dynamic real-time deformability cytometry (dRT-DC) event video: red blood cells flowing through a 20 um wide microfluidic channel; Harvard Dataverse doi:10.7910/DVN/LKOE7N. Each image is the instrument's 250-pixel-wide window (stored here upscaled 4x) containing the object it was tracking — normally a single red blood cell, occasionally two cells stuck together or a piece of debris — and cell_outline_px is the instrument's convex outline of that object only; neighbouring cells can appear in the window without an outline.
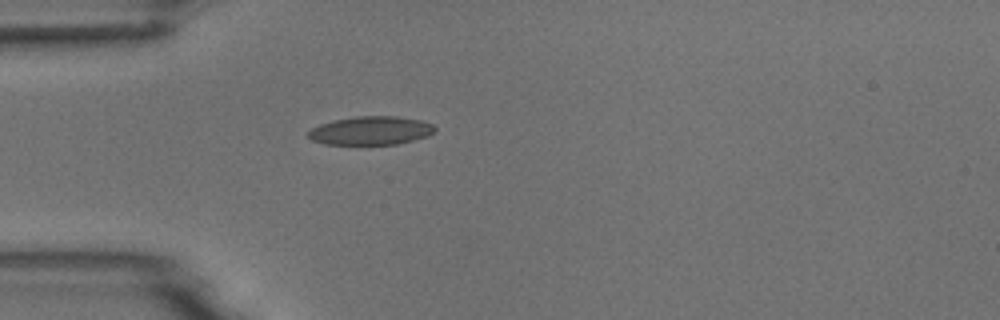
{"species": "common noctule bat (a hibernating species)", "species_latin": "Nyctalus noctula", "temperature_condition": "room temperature", "stored_images_in_passage": 40, "camera_frame_rate_fps": 3000, "um_per_image_px": 0.085, "animal": {"sex": "male", "body_mass_g": 18.8}, "frame": {"image": 1, "passage_image": 1, "time_ms": 0.0, "image_size_px": [1000, 320], "cell_outline_px": [[436, 132], [428, 136], [396, 144], [324, 144], [312, 140], [308, 136], [308, 132], [312, 128], [320, 124], [332, 120], [356, 116], [396, 116], [420, 120], [432, 124], [436, 128]], "centroid_in_image_um": [31.53, 11.09], "position_along_channel_um": 53.5, "area_um2": 21.04}}
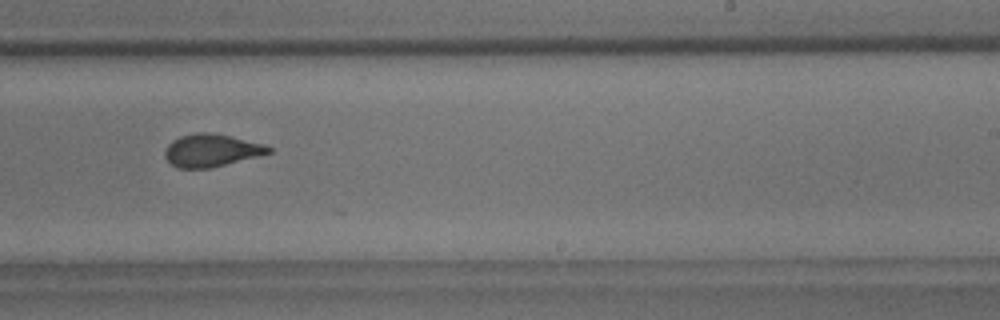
{"frame": {"image": 2, "passage_image": 19, "time_ms": 6.0, "image_size_px": [1000, 320], "cell_outline_px": [[272, 152], [260, 156], [212, 168], [176, 168], [164, 156], [164, 152], [168, 144], [172, 140], [180, 136], [196, 132], [212, 132], [232, 136], [264, 144], [272, 148]], "centroid_in_image_um": [17.98, 12.78], "position_along_channel_um": 271.0, "area_um2": 20.0}}
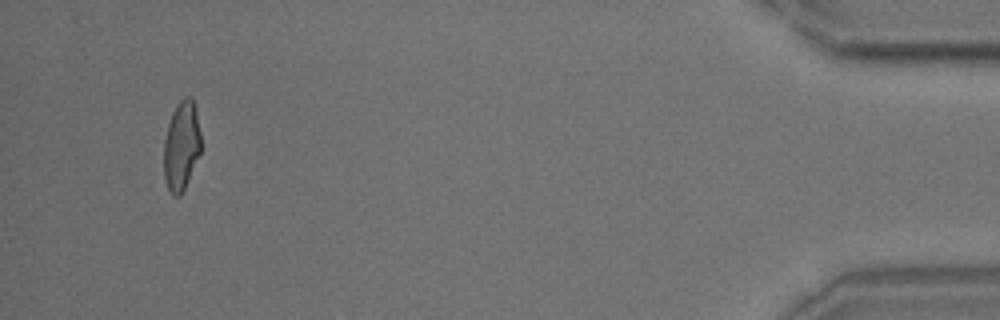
{"frame": {"image": 3, "passage_image": 37, "time_ms": 12.0, "image_size_px": [1000, 320], "cell_outline_px": [[200, 152], [184, 188], [180, 196], [172, 196], [168, 188], [164, 176], [164, 140], [168, 124], [172, 112], [176, 104], [184, 96], [192, 96], [196, 112], [200, 132]], "centroid_in_image_um": [15.41, 12.36], "position_along_channel_um": 419.8, "area_um2": 19.13}, "authors_computed_cell_mechanics": {"area_um2": 20.1722, "velocity_mm_per_s": 3.727, "shape_relaxation_time_tau1_ms": 9.318, "shape_relaxation_time_tau2_ms": 1.1069, "deformation_change_tau1": 0.1943, "deformation_change_tau2": 0.0672}}